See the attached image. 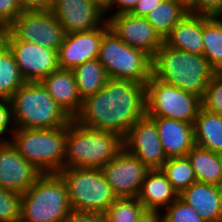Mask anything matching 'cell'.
I'll list each match as a JSON object with an SVG mask.
<instances>
[{
  "label": "cell",
  "mask_w": 222,
  "mask_h": 222,
  "mask_svg": "<svg viewBox=\"0 0 222 222\" xmlns=\"http://www.w3.org/2000/svg\"><path fill=\"white\" fill-rule=\"evenodd\" d=\"M145 115V84L108 78L100 91L83 99L74 120L84 127L113 132L124 138Z\"/></svg>",
  "instance_id": "1"
},
{
  "label": "cell",
  "mask_w": 222,
  "mask_h": 222,
  "mask_svg": "<svg viewBox=\"0 0 222 222\" xmlns=\"http://www.w3.org/2000/svg\"><path fill=\"white\" fill-rule=\"evenodd\" d=\"M215 73L204 55L170 48L165 44L152 58L153 77L201 98Z\"/></svg>",
  "instance_id": "2"
},
{
  "label": "cell",
  "mask_w": 222,
  "mask_h": 222,
  "mask_svg": "<svg viewBox=\"0 0 222 222\" xmlns=\"http://www.w3.org/2000/svg\"><path fill=\"white\" fill-rule=\"evenodd\" d=\"M124 148L123 137L82 126L72 119L67 125L63 169H102Z\"/></svg>",
  "instance_id": "3"
},
{
  "label": "cell",
  "mask_w": 222,
  "mask_h": 222,
  "mask_svg": "<svg viewBox=\"0 0 222 222\" xmlns=\"http://www.w3.org/2000/svg\"><path fill=\"white\" fill-rule=\"evenodd\" d=\"M12 119L19 129H52L72 120L41 82H25L10 100Z\"/></svg>",
  "instance_id": "4"
},
{
  "label": "cell",
  "mask_w": 222,
  "mask_h": 222,
  "mask_svg": "<svg viewBox=\"0 0 222 222\" xmlns=\"http://www.w3.org/2000/svg\"><path fill=\"white\" fill-rule=\"evenodd\" d=\"M71 211L62 177L58 173H45L21 194L19 222H66Z\"/></svg>",
  "instance_id": "5"
},
{
  "label": "cell",
  "mask_w": 222,
  "mask_h": 222,
  "mask_svg": "<svg viewBox=\"0 0 222 222\" xmlns=\"http://www.w3.org/2000/svg\"><path fill=\"white\" fill-rule=\"evenodd\" d=\"M67 126L52 129L15 128L10 142L42 174L63 169Z\"/></svg>",
  "instance_id": "6"
},
{
  "label": "cell",
  "mask_w": 222,
  "mask_h": 222,
  "mask_svg": "<svg viewBox=\"0 0 222 222\" xmlns=\"http://www.w3.org/2000/svg\"><path fill=\"white\" fill-rule=\"evenodd\" d=\"M98 60L108 78L146 84L152 76V58L124 43L111 29L103 35Z\"/></svg>",
  "instance_id": "7"
},
{
  "label": "cell",
  "mask_w": 222,
  "mask_h": 222,
  "mask_svg": "<svg viewBox=\"0 0 222 222\" xmlns=\"http://www.w3.org/2000/svg\"><path fill=\"white\" fill-rule=\"evenodd\" d=\"M58 174L66 184L72 210L105 213L117 199L101 169L68 168Z\"/></svg>",
  "instance_id": "8"
},
{
  "label": "cell",
  "mask_w": 222,
  "mask_h": 222,
  "mask_svg": "<svg viewBox=\"0 0 222 222\" xmlns=\"http://www.w3.org/2000/svg\"><path fill=\"white\" fill-rule=\"evenodd\" d=\"M146 86V115L194 124L202 98L151 76Z\"/></svg>",
  "instance_id": "9"
},
{
  "label": "cell",
  "mask_w": 222,
  "mask_h": 222,
  "mask_svg": "<svg viewBox=\"0 0 222 222\" xmlns=\"http://www.w3.org/2000/svg\"><path fill=\"white\" fill-rule=\"evenodd\" d=\"M65 35L52 11L26 10L4 29L3 40H22L58 51Z\"/></svg>",
  "instance_id": "10"
},
{
  "label": "cell",
  "mask_w": 222,
  "mask_h": 222,
  "mask_svg": "<svg viewBox=\"0 0 222 222\" xmlns=\"http://www.w3.org/2000/svg\"><path fill=\"white\" fill-rule=\"evenodd\" d=\"M124 149L139 158L149 169H162L167 157L164 154L155 121L145 115L123 138Z\"/></svg>",
  "instance_id": "11"
},
{
  "label": "cell",
  "mask_w": 222,
  "mask_h": 222,
  "mask_svg": "<svg viewBox=\"0 0 222 222\" xmlns=\"http://www.w3.org/2000/svg\"><path fill=\"white\" fill-rule=\"evenodd\" d=\"M12 51L25 82H41L58 69L57 51L22 40H3Z\"/></svg>",
  "instance_id": "12"
},
{
  "label": "cell",
  "mask_w": 222,
  "mask_h": 222,
  "mask_svg": "<svg viewBox=\"0 0 222 222\" xmlns=\"http://www.w3.org/2000/svg\"><path fill=\"white\" fill-rule=\"evenodd\" d=\"M101 170L117 198L137 197L149 171L139 158L124 148Z\"/></svg>",
  "instance_id": "13"
},
{
  "label": "cell",
  "mask_w": 222,
  "mask_h": 222,
  "mask_svg": "<svg viewBox=\"0 0 222 222\" xmlns=\"http://www.w3.org/2000/svg\"><path fill=\"white\" fill-rule=\"evenodd\" d=\"M109 28L127 45L142 50L153 58L164 44V39L146 17L131 13L112 15L107 19Z\"/></svg>",
  "instance_id": "14"
},
{
  "label": "cell",
  "mask_w": 222,
  "mask_h": 222,
  "mask_svg": "<svg viewBox=\"0 0 222 222\" xmlns=\"http://www.w3.org/2000/svg\"><path fill=\"white\" fill-rule=\"evenodd\" d=\"M109 29L106 20L94 30L66 34L57 51L59 68L73 70L89 60L98 58L101 40Z\"/></svg>",
  "instance_id": "15"
},
{
  "label": "cell",
  "mask_w": 222,
  "mask_h": 222,
  "mask_svg": "<svg viewBox=\"0 0 222 222\" xmlns=\"http://www.w3.org/2000/svg\"><path fill=\"white\" fill-rule=\"evenodd\" d=\"M42 173L22 157L10 141H0V187L19 194Z\"/></svg>",
  "instance_id": "16"
},
{
  "label": "cell",
  "mask_w": 222,
  "mask_h": 222,
  "mask_svg": "<svg viewBox=\"0 0 222 222\" xmlns=\"http://www.w3.org/2000/svg\"><path fill=\"white\" fill-rule=\"evenodd\" d=\"M51 11L65 34L91 31L106 21L104 11L91 0H55Z\"/></svg>",
  "instance_id": "17"
},
{
  "label": "cell",
  "mask_w": 222,
  "mask_h": 222,
  "mask_svg": "<svg viewBox=\"0 0 222 222\" xmlns=\"http://www.w3.org/2000/svg\"><path fill=\"white\" fill-rule=\"evenodd\" d=\"M158 130L164 154L168 158L186 157L195 146L193 124L171 118L151 117Z\"/></svg>",
  "instance_id": "18"
},
{
  "label": "cell",
  "mask_w": 222,
  "mask_h": 222,
  "mask_svg": "<svg viewBox=\"0 0 222 222\" xmlns=\"http://www.w3.org/2000/svg\"><path fill=\"white\" fill-rule=\"evenodd\" d=\"M41 83L66 114L74 119L81 110L83 99L78 92L73 71L58 68Z\"/></svg>",
  "instance_id": "19"
},
{
  "label": "cell",
  "mask_w": 222,
  "mask_h": 222,
  "mask_svg": "<svg viewBox=\"0 0 222 222\" xmlns=\"http://www.w3.org/2000/svg\"><path fill=\"white\" fill-rule=\"evenodd\" d=\"M179 198L193 207L205 222L222 221V192L217 185L196 181Z\"/></svg>",
  "instance_id": "20"
},
{
  "label": "cell",
  "mask_w": 222,
  "mask_h": 222,
  "mask_svg": "<svg viewBox=\"0 0 222 222\" xmlns=\"http://www.w3.org/2000/svg\"><path fill=\"white\" fill-rule=\"evenodd\" d=\"M179 197L161 169L149 170L142 183L138 200L145 210L162 212Z\"/></svg>",
  "instance_id": "21"
},
{
  "label": "cell",
  "mask_w": 222,
  "mask_h": 222,
  "mask_svg": "<svg viewBox=\"0 0 222 222\" xmlns=\"http://www.w3.org/2000/svg\"><path fill=\"white\" fill-rule=\"evenodd\" d=\"M203 15L187 13L164 38L170 48L203 55Z\"/></svg>",
  "instance_id": "22"
},
{
  "label": "cell",
  "mask_w": 222,
  "mask_h": 222,
  "mask_svg": "<svg viewBox=\"0 0 222 222\" xmlns=\"http://www.w3.org/2000/svg\"><path fill=\"white\" fill-rule=\"evenodd\" d=\"M195 145L222 154V116L203 107L194 124Z\"/></svg>",
  "instance_id": "23"
},
{
  "label": "cell",
  "mask_w": 222,
  "mask_h": 222,
  "mask_svg": "<svg viewBox=\"0 0 222 222\" xmlns=\"http://www.w3.org/2000/svg\"><path fill=\"white\" fill-rule=\"evenodd\" d=\"M198 182L217 185L222 173V154L195 145L186 155Z\"/></svg>",
  "instance_id": "24"
},
{
  "label": "cell",
  "mask_w": 222,
  "mask_h": 222,
  "mask_svg": "<svg viewBox=\"0 0 222 222\" xmlns=\"http://www.w3.org/2000/svg\"><path fill=\"white\" fill-rule=\"evenodd\" d=\"M187 13L188 7L183 2L163 0L146 19L164 39Z\"/></svg>",
  "instance_id": "25"
},
{
  "label": "cell",
  "mask_w": 222,
  "mask_h": 222,
  "mask_svg": "<svg viewBox=\"0 0 222 222\" xmlns=\"http://www.w3.org/2000/svg\"><path fill=\"white\" fill-rule=\"evenodd\" d=\"M82 99L100 91L108 76L98 58L89 60L72 70Z\"/></svg>",
  "instance_id": "26"
},
{
  "label": "cell",
  "mask_w": 222,
  "mask_h": 222,
  "mask_svg": "<svg viewBox=\"0 0 222 222\" xmlns=\"http://www.w3.org/2000/svg\"><path fill=\"white\" fill-rule=\"evenodd\" d=\"M25 83L12 51L0 43V100L10 101L14 93Z\"/></svg>",
  "instance_id": "27"
},
{
  "label": "cell",
  "mask_w": 222,
  "mask_h": 222,
  "mask_svg": "<svg viewBox=\"0 0 222 222\" xmlns=\"http://www.w3.org/2000/svg\"><path fill=\"white\" fill-rule=\"evenodd\" d=\"M204 50L209 65L222 72V22L217 17L203 16Z\"/></svg>",
  "instance_id": "28"
},
{
  "label": "cell",
  "mask_w": 222,
  "mask_h": 222,
  "mask_svg": "<svg viewBox=\"0 0 222 222\" xmlns=\"http://www.w3.org/2000/svg\"><path fill=\"white\" fill-rule=\"evenodd\" d=\"M161 170L178 194L197 181L187 157L168 158Z\"/></svg>",
  "instance_id": "29"
},
{
  "label": "cell",
  "mask_w": 222,
  "mask_h": 222,
  "mask_svg": "<svg viewBox=\"0 0 222 222\" xmlns=\"http://www.w3.org/2000/svg\"><path fill=\"white\" fill-rule=\"evenodd\" d=\"M145 208L137 197L117 198L104 213L107 222H134Z\"/></svg>",
  "instance_id": "30"
},
{
  "label": "cell",
  "mask_w": 222,
  "mask_h": 222,
  "mask_svg": "<svg viewBox=\"0 0 222 222\" xmlns=\"http://www.w3.org/2000/svg\"><path fill=\"white\" fill-rule=\"evenodd\" d=\"M162 222H205L197 211L179 197L162 210Z\"/></svg>",
  "instance_id": "31"
},
{
  "label": "cell",
  "mask_w": 222,
  "mask_h": 222,
  "mask_svg": "<svg viewBox=\"0 0 222 222\" xmlns=\"http://www.w3.org/2000/svg\"><path fill=\"white\" fill-rule=\"evenodd\" d=\"M21 194L0 187V222H19Z\"/></svg>",
  "instance_id": "32"
},
{
  "label": "cell",
  "mask_w": 222,
  "mask_h": 222,
  "mask_svg": "<svg viewBox=\"0 0 222 222\" xmlns=\"http://www.w3.org/2000/svg\"><path fill=\"white\" fill-rule=\"evenodd\" d=\"M202 107L222 116V72H216L205 90Z\"/></svg>",
  "instance_id": "33"
},
{
  "label": "cell",
  "mask_w": 222,
  "mask_h": 222,
  "mask_svg": "<svg viewBox=\"0 0 222 222\" xmlns=\"http://www.w3.org/2000/svg\"><path fill=\"white\" fill-rule=\"evenodd\" d=\"M222 11V0H194L188 6L191 14L217 17Z\"/></svg>",
  "instance_id": "34"
},
{
  "label": "cell",
  "mask_w": 222,
  "mask_h": 222,
  "mask_svg": "<svg viewBox=\"0 0 222 222\" xmlns=\"http://www.w3.org/2000/svg\"><path fill=\"white\" fill-rule=\"evenodd\" d=\"M14 129L15 127L12 119L11 102L0 100V141H9L12 133L14 132Z\"/></svg>",
  "instance_id": "35"
},
{
  "label": "cell",
  "mask_w": 222,
  "mask_h": 222,
  "mask_svg": "<svg viewBox=\"0 0 222 222\" xmlns=\"http://www.w3.org/2000/svg\"><path fill=\"white\" fill-rule=\"evenodd\" d=\"M22 11L18 0H0V26L6 29Z\"/></svg>",
  "instance_id": "36"
},
{
  "label": "cell",
  "mask_w": 222,
  "mask_h": 222,
  "mask_svg": "<svg viewBox=\"0 0 222 222\" xmlns=\"http://www.w3.org/2000/svg\"><path fill=\"white\" fill-rule=\"evenodd\" d=\"M138 2L139 0H111L109 8L104 12L106 20L112 15L131 13Z\"/></svg>",
  "instance_id": "37"
},
{
  "label": "cell",
  "mask_w": 222,
  "mask_h": 222,
  "mask_svg": "<svg viewBox=\"0 0 222 222\" xmlns=\"http://www.w3.org/2000/svg\"><path fill=\"white\" fill-rule=\"evenodd\" d=\"M66 222H107L104 213L72 210Z\"/></svg>",
  "instance_id": "38"
},
{
  "label": "cell",
  "mask_w": 222,
  "mask_h": 222,
  "mask_svg": "<svg viewBox=\"0 0 222 222\" xmlns=\"http://www.w3.org/2000/svg\"><path fill=\"white\" fill-rule=\"evenodd\" d=\"M23 11L26 10H49L51 11L55 0H18Z\"/></svg>",
  "instance_id": "39"
},
{
  "label": "cell",
  "mask_w": 222,
  "mask_h": 222,
  "mask_svg": "<svg viewBox=\"0 0 222 222\" xmlns=\"http://www.w3.org/2000/svg\"><path fill=\"white\" fill-rule=\"evenodd\" d=\"M163 0H139L132 10L131 14L140 17H146L149 12L156 9Z\"/></svg>",
  "instance_id": "40"
},
{
  "label": "cell",
  "mask_w": 222,
  "mask_h": 222,
  "mask_svg": "<svg viewBox=\"0 0 222 222\" xmlns=\"http://www.w3.org/2000/svg\"><path fill=\"white\" fill-rule=\"evenodd\" d=\"M134 222H162V215L159 211L145 210Z\"/></svg>",
  "instance_id": "41"
},
{
  "label": "cell",
  "mask_w": 222,
  "mask_h": 222,
  "mask_svg": "<svg viewBox=\"0 0 222 222\" xmlns=\"http://www.w3.org/2000/svg\"><path fill=\"white\" fill-rule=\"evenodd\" d=\"M104 12L109 8L111 0H91Z\"/></svg>",
  "instance_id": "42"
},
{
  "label": "cell",
  "mask_w": 222,
  "mask_h": 222,
  "mask_svg": "<svg viewBox=\"0 0 222 222\" xmlns=\"http://www.w3.org/2000/svg\"><path fill=\"white\" fill-rule=\"evenodd\" d=\"M183 2L187 7L194 1V0H179Z\"/></svg>",
  "instance_id": "43"
},
{
  "label": "cell",
  "mask_w": 222,
  "mask_h": 222,
  "mask_svg": "<svg viewBox=\"0 0 222 222\" xmlns=\"http://www.w3.org/2000/svg\"><path fill=\"white\" fill-rule=\"evenodd\" d=\"M217 187L221 190L222 192V173H221V177H220V180H219V183L217 184Z\"/></svg>",
  "instance_id": "44"
},
{
  "label": "cell",
  "mask_w": 222,
  "mask_h": 222,
  "mask_svg": "<svg viewBox=\"0 0 222 222\" xmlns=\"http://www.w3.org/2000/svg\"><path fill=\"white\" fill-rule=\"evenodd\" d=\"M3 32L4 29L0 26V43L3 41Z\"/></svg>",
  "instance_id": "45"
},
{
  "label": "cell",
  "mask_w": 222,
  "mask_h": 222,
  "mask_svg": "<svg viewBox=\"0 0 222 222\" xmlns=\"http://www.w3.org/2000/svg\"><path fill=\"white\" fill-rule=\"evenodd\" d=\"M217 18H222V11H221V13L217 16Z\"/></svg>",
  "instance_id": "46"
}]
</instances>
